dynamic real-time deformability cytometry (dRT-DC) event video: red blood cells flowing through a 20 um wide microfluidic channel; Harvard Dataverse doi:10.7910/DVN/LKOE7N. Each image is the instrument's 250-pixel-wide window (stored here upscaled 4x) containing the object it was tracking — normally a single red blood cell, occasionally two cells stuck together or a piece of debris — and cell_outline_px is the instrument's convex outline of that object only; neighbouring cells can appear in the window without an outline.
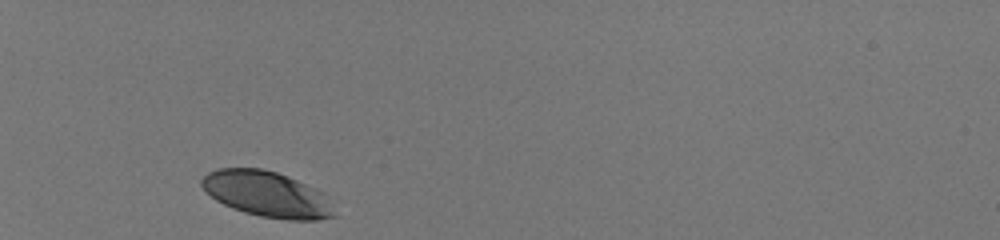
{"species": "human", "species_latin": "Homo sapiens", "temperature_condition": "room temperature", "stored_images_in_passage": 30, "camera_frame_rate_fps": 3000, "um_per_image_px": 0.085, "donor": {"sex": "male"}, "frame": {"image": 1, "passage_image": 1, "time_ms": 0.0, "image_size_px": [1000, 240], "cell_outline_px": [[336, 216], [316, 220], [288, 220], [260, 216], [244, 212], [232, 208], [216, 200], [204, 192], [200, 184], [200, 180], [208, 172], [216, 168], [260, 168], [276, 172], [288, 176], [316, 188], [324, 192]], "centroid_in_image_um": [22.66, 16.5], "position_along_channel_um": 62.3, "area_um2": 35.43}}
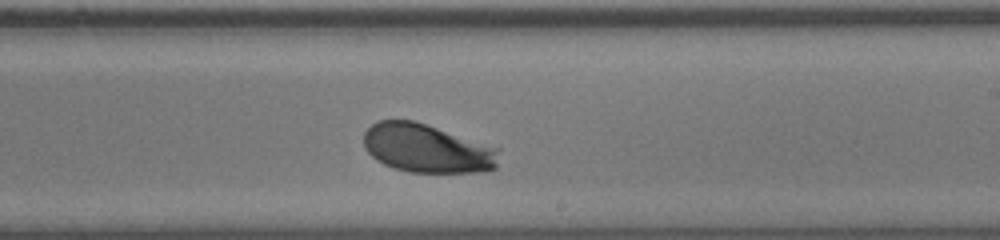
{"frame": {"image": 2, "passage_image": 18, "time_ms": 5.667, "image_size_px": [1000, 240], "cell_outline_px": [[500, 148], [496, 168], [480, 172], [408, 172], [384, 164], [376, 160], [364, 148], [364, 132], [376, 120], [412, 120]], "centroid_in_image_um": [36.28, 12.62], "position_along_channel_um": 252.7, "area_um2": 38.21}}
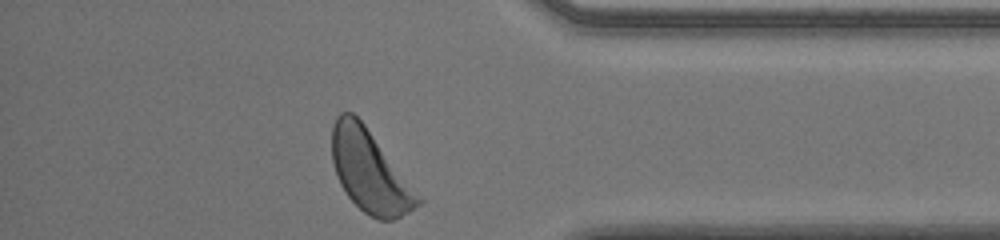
{"frame": {"image": 3, "passage_image": 30, "time_ms": 9.667, "image_size_px": [1000, 240], "cell_outline_px": [[424, 200], [420, 204], [408, 212], [392, 220], [380, 220], [368, 216], [348, 196], [340, 184], [332, 160], [332, 124], [336, 116], [340, 112], [352, 112], [364, 124]], "centroid_in_image_um": [31.42, 14.56], "position_along_channel_um": 403.8, "area_um2": 40.58}, "authors_computed_cell_mechanics": {"area_um2": 37.57, "velocity_mm_per_s": 3.9776, "shape_relaxation_time_tau1_ms": 1.9076, "shape_relaxation_time_tau2_ms": null, "deformation_change_tau1": 0.1255, "deformation_change_tau2": null}}